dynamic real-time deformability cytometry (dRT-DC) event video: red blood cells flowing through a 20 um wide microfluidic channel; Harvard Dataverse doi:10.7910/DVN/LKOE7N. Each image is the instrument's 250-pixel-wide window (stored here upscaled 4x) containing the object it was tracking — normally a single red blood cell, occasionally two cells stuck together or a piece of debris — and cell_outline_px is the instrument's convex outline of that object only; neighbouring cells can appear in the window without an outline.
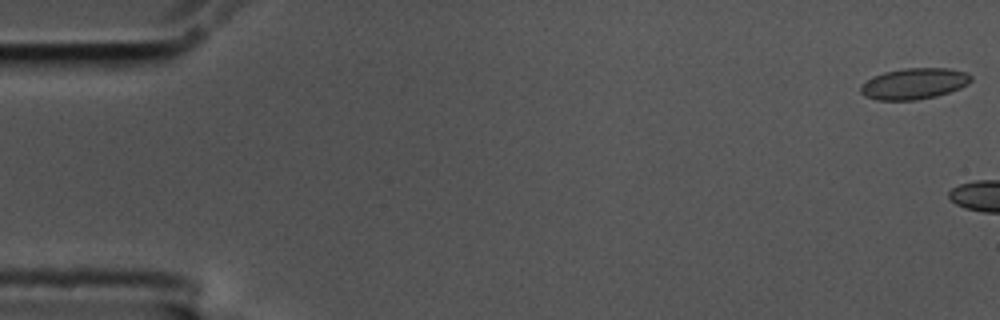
{"species": "common noctule bat (a hibernating species)", "species_latin": "Nyctalus noctula", "temperature_condition": "cold", "stored_images_in_passage": 5, "camera_frame_rate_fps": 3000, "um_per_image_px": 0.085, "animal": {"sex": "male", "body_mass_g": 17.5, "forearm_length_mm": 52.3}, "frame": {"image": 1, "passage_image": 1, "time_ms": 0.0, "image_size_px": [1000, 320], "cell_outline_px": [[972, 80], [968, 84], [960, 88], [936, 96], [916, 100], [876, 100], [864, 96], [860, 92], [860, 88], [872, 76], [884, 72], [904, 68], [948, 68], [968, 72], [972, 76]], "centroid_in_image_um": [77.72, 7.11], "position_along_channel_um": 7.3, "area_um2": 20.06}}